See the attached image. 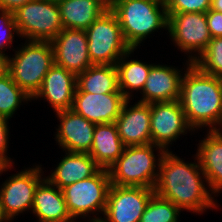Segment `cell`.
Segmentation results:
<instances>
[{
    "mask_svg": "<svg viewBox=\"0 0 222 222\" xmlns=\"http://www.w3.org/2000/svg\"><path fill=\"white\" fill-rule=\"evenodd\" d=\"M211 10L222 12V0H211Z\"/></svg>",
    "mask_w": 222,
    "mask_h": 222,
    "instance_id": "36",
    "label": "cell"
},
{
    "mask_svg": "<svg viewBox=\"0 0 222 222\" xmlns=\"http://www.w3.org/2000/svg\"><path fill=\"white\" fill-rule=\"evenodd\" d=\"M167 15V33L170 39L181 52L189 54L188 61L194 62L212 39L206 13H167Z\"/></svg>",
    "mask_w": 222,
    "mask_h": 222,
    "instance_id": "9",
    "label": "cell"
},
{
    "mask_svg": "<svg viewBox=\"0 0 222 222\" xmlns=\"http://www.w3.org/2000/svg\"><path fill=\"white\" fill-rule=\"evenodd\" d=\"M101 217H102V216H100V217H98V216H93V217H92V220L89 221V222H104L103 220L100 219Z\"/></svg>",
    "mask_w": 222,
    "mask_h": 222,
    "instance_id": "39",
    "label": "cell"
},
{
    "mask_svg": "<svg viewBox=\"0 0 222 222\" xmlns=\"http://www.w3.org/2000/svg\"><path fill=\"white\" fill-rule=\"evenodd\" d=\"M46 178L59 189L95 175L101 167L88 153L67 152Z\"/></svg>",
    "mask_w": 222,
    "mask_h": 222,
    "instance_id": "21",
    "label": "cell"
},
{
    "mask_svg": "<svg viewBox=\"0 0 222 222\" xmlns=\"http://www.w3.org/2000/svg\"><path fill=\"white\" fill-rule=\"evenodd\" d=\"M167 13H206L211 0H166Z\"/></svg>",
    "mask_w": 222,
    "mask_h": 222,
    "instance_id": "30",
    "label": "cell"
},
{
    "mask_svg": "<svg viewBox=\"0 0 222 222\" xmlns=\"http://www.w3.org/2000/svg\"><path fill=\"white\" fill-rule=\"evenodd\" d=\"M54 64L76 76L92 66L85 30L63 28L51 41Z\"/></svg>",
    "mask_w": 222,
    "mask_h": 222,
    "instance_id": "13",
    "label": "cell"
},
{
    "mask_svg": "<svg viewBox=\"0 0 222 222\" xmlns=\"http://www.w3.org/2000/svg\"><path fill=\"white\" fill-rule=\"evenodd\" d=\"M128 104H130V99L125 101L121 113L115 121L124 146L152 144L151 104L139 101L131 106Z\"/></svg>",
    "mask_w": 222,
    "mask_h": 222,
    "instance_id": "16",
    "label": "cell"
},
{
    "mask_svg": "<svg viewBox=\"0 0 222 222\" xmlns=\"http://www.w3.org/2000/svg\"><path fill=\"white\" fill-rule=\"evenodd\" d=\"M110 186L109 171L101 168L92 177L64 187L62 191L72 219L76 220L81 216L84 219L89 216L91 221V214L100 213L103 216Z\"/></svg>",
    "mask_w": 222,
    "mask_h": 222,
    "instance_id": "8",
    "label": "cell"
},
{
    "mask_svg": "<svg viewBox=\"0 0 222 222\" xmlns=\"http://www.w3.org/2000/svg\"><path fill=\"white\" fill-rule=\"evenodd\" d=\"M77 76L54 64L45 75L41 88L32 100L46 99L55 112L71 109L76 90Z\"/></svg>",
    "mask_w": 222,
    "mask_h": 222,
    "instance_id": "17",
    "label": "cell"
},
{
    "mask_svg": "<svg viewBox=\"0 0 222 222\" xmlns=\"http://www.w3.org/2000/svg\"><path fill=\"white\" fill-rule=\"evenodd\" d=\"M105 11H113L119 0H94Z\"/></svg>",
    "mask_w": 222,
    "mask_h": 222,
    "instance_id": "34",
    "label": "cell"
},
{
    "mask_svg": "<svg viewBox=\"0 0 222 222\" xmlns=\"http://www.w3.org/2000/svg\"><path fill=\"white\" fill-rule=\"evenodd\" d=\"M150 130L152 144L170 151L168 146L181 135L193 131L179 100L151 103Z\"/></svg>",
    "mask_w": 222,
    "mask_h": 222,
    "instance_id": "12",
    "label": "cell"
},
{
    "mask_svg": "<svg viewBox=\"0 0 222 222\" xmlns=\"http://www.w3.org/2000/svg\"><path fill=\"white\" fill-rule=\"evenodd\" d=\"M180 90V104L193 131L222 128V78L200 71L187 61ZM209 127V128H208Z\"/></svg>",
    "mask_w": 222,
    "mask_h": 222,
    "instance_id": "2",
    "label": "cell"
},
{
    "mask_svg": "<svg viewBox=\"0 0 222 222\" xmlns=\"http://www.w3.org/2000/svg\"><path fill=\"white\" fill-rule=\"evenodd\" d=\"M14 33L19 37L13 12L0 10V54L7 55L4 52L12 46Z\"/></svg>",
    "mask_w": 222,
    "mask_h": 222,
    "instance_id": "29",
    "label": "cell"
},
{
    "mask_svg": "<svg viewBox=\"0 0 222 222\" xmlns=\"http://www.w3.org/2000/svg\"><path fill=\"white\" fill-rule=\"evenodd\" d=\"M13 19L26 41L51 42L63 29L58 3L52 0L27 2L13 12Z\"/></svg>",
    "mask_w": 222,
    "mask_h": 222,
    "instance_id": "6",
    "label": "cell"
},
{
    "mask_svg": "<svg viewBox=\"0 0 222 222\" xmlns=\"http://www.w3.org/2000/svg\"><path fill=\"white\" fill-rule=\"evenodd\" d=\"M154 189L133 186H110L104 210V222H140Z\"/></svg>",
    "mask_w": 222,
    "mask_h": 222,
    "instance_id": "11",
    "label": "cell"
},
{
    "mask_svg": "<svg viewBox=\"0 0 222 222\" xmlns=\"http://www.w3.org/2000/svg\"><path fill=\"white\" fill-rule=\"evenodd\" d=\"M181 210L171 201L154 193L150 198L140 222H179Z\"/></svg>",
    "mask_w": 222,
    "mask_h": 222,
    "instance_id": "27",
    "label": "cell"
},
{
    "mask_svg": "<svg viewBox=\"0 0 222 222\" xmlns=\"http://www.w3.org/2000/svg\"><path fill=\"white\" fill-rule=\"evenodd\" d=\"M124 147L115 122L96 124L88 154L101 168L108 169L122 155Z\"/></svg>",
    "mask_w": 222,
    "mask_h": 222,
    "instance_id": "22",
    "label": "cell"
},
{
    "mask_svg": "<svg viewBox=\"0 0 222 222\" xmlns=\"http://www.w3.org/2000/svg\"><path fill=\"white\" fill-rule=\"evenodd\" d=\"M195 160L197 162L186 163L177 154L166 151L159 164L154 193L171 201L181 211L202 214L218 206L196 155Z\"/></svg>",
    "mask_w": 222,
    "mask_h": 222,
    "instance_id": "1",
    "label": "cell"
},
{
    "mask_svg": "<svg viewBox=\"0 0 222 222\" xmlns=\"http://www.w3.org/2000/svg\"><path fill=\"white\" fill-rule=\"evenodd\" d=\"M0 222H8L7 218L4 216L1 205H0Z\"/></svg>",
    "mask_w": 222,
    "mask_h": 222,
    "instance_id": "38",
    "label": "cell"
},
{
    "mask_svg": "<svg viewBox=\"0 0 222 222\" xmlns=\"http://www.w3.org/2000/svg\"><path fill=\"white\" fill-rule=\"evenodd\" d=\"M33 0H0V10L14 12L17 8Z\"/></svg>",
    "mask_w": 222,
    "mask_h": 222,
    "instance_id": "33",
    "label": "cell"
},
{
    "mask_svg": "<svg viewBox=\"0 0 222 222\" xmlns=\"http://www.w3.org/2000/svg\"><path fill=\"white\" fill-rule=\"evenodd\" d=\"M182 76L183 72L178 68L154 64L146 78L139 102L151 104L179 100Z\"/></svg>",
    "mask_w": 222,
    "mask_h": 222,
    "instance_id": "18",
    "label": "cell"
},
{
    "mask_svg": "<svg viewBox=\"0 0 222 222\" xmlns=\"http://www.w3.org/2000/svg\"><path fill=\"white\" fill-rule=\"evenodd\" d=\"M134 51L135 48H131L116 63L119 89L127 99L131 100V94L134 91L142 92L150 68L154 65L143 63L140 60H128L131 54H134Z\"/></svg>",
    "mask_w": 222,
    "mask_h": 222,
    "instance_id": "24",
    "label": "cell"
},
{
    "mask_svg": "<svg viewBox=\"0 0 222 222\" xmlns=\"http://www.w3.org/2000/svg\"><path fill=\"white\" fill-rule=\"evenodd\" d=\"M206 18L211 37H222V12L209 9Z\"/></svg>",
    "mask_w": 222,
    "mask_h": 222,
    "instance_id": "32",
    "label": "cell"
},
{
    "mask_svg": "<svg viewBox=\"0 0 222 222\" xmlns=\"http://www.w3.org/2000/svg\"><path fill=\"white\" fill-rule=\"evenodd\" d=\"M75 92L121 93L116 65L93 64L77 75Z\"/></svg>",
    "mask_w": 222,
    "mask_h": 222,
    "instance_id": "23",
    "label": "cell"
},
{
    "mask_svg": "<svg viewBox=\"0 0 222 222\" xmlns=\"http://www.w3.org/2000/svg\"><path fill=\"white\" fill-rule=\"evenodd\" d=\"M126 100L122 93L75 92L71 109L94 124L113 123Z\"/></svg>",
    "mask_w": 222,
    "mask_h": 222,
    "instance_id": "14",
    "label": "cell"
},
{
    "mask_svg": "<svg viewBox=\"0 0 222 222\" xmlns=\"http://www.w3.org/2000/svg\"><path fill=\"white\" fill-rule=\"evenodd\" d=\"M9 55L0 54V78L8 74Z\"/></svg>",
    "mask_w": 222,
    "mask_h": 222,
    "instance_id": "35",
    "label": "cell"
},
{
    "mask_svg": "<svg viewBox=\"0 0 222 222\" xmlns=\"http://www.w3.org/2000/svg\"><path fill=\"white\" fill-rule=\"evenodd\" d=\"M113 12L131 48L137 49L148 35L168 27L164 0H119Z\"/></svg>",
    "mask_w": 222,
    "mask_h": 222,
    "instance_id": "3",
    "label": "cell"
},
{
    "mask_svg": "<svg viewBox=\"0 0 222 222\" xmlns=\"http://www.w3.org/2000/svg\"><path fill=\"white\" fill-rule=\"evenodd\" d=\"M30 97L21 89L8 73L0 78V115L11 119L22 102L31 101Z\"/></svg>",
    "mask_w": 222,
    "mask_h": 222,
    "instance_id": "26",
    "label": "cell"
},
{
    "mask_svg": "<svg viewBox=\"0 0 222 222\" xmlns=\"http://www.w3.org/2000/svg\"><path fill=\"white\" fill-rule=\"evenodd\" d=\"M9 56L8 73L12 80L33 97L54 65V52L49 41H28Z\"/></svg>",
    "mask_w": 222,
    "mask_h": 222,
    "instance_id": "5",
    "label": "cell"
},
{
    "mask_svg": "<svg viewBox=\"0 0 222 222\" xmlns=\"http://www.w3.org/2000/svg\"><path fill=\"white\" fill-rule=\"evenodd\" d=\"M52 1H54L56 3H59V2L64 1V0H52Z\"/></svg>",
    "mask_w": 222,
    "mask_h": 222,
    "instance_id": "40",
    "label": "cell"
},
{
    "mask_svg": "<svg viewBox=\"0 0 222 222\" xmlns=\"http://www.w3.org/2000/svg\"><path fill=\"white\" fill-rule=\"evenodd\" d=\"M31 211L38 222H75L67 210L63 191L46 177L36 188Z\"/></svg>",
    "mask_w": 222,
    "mask_h": 222,
    "instance_id": "20",
    "label": "cell"
},
{
    "mask_svg": "<svg viewBox=\"0 0 222 222\" xmlns=\"http://www.w3.org/2000/svg\"><path fill=\"white\" fill-rule=\"evenodd\" d=\"M60 124L55 138L59 147L67 152L89 153L96 124L72 109L56 112Z\"/></svg>",
    "mask_w": 222,
    "mask_h": 222,
    "instance_id": "15",
    "label": "cell"
},
{
    "mask_svg": "<svg viewBox=\"0 0 222 222\" xmlns=\"http://www.w3.org/2000/svg\"><path fill=\"white\" fill-rule=\"evenodd\" d=\"M92 64L116 65L131 47L126 43L113 11L102 13L86 30Z\"/></svg>",
    "mask_w": 222,
    "mask_h": 222,
    "instance_id": "7",
    "label": "cell"
},
{
    "mask_svg": "<svg viewBox=\"0 0 222 222\" xmlns=\"http://www.w3.org/2000/svg\"><path fill=\"white\" fill-rule=\"evenodd\" d=\"M8 118L0 115V160L7 166H13V159L8 157L9 126Z\"/></svg>",
    "mask_w": 222,
    "mask_h": 222,
    "instance_id": "31",
    "label": "cell"
},
{
    "mask_svg": "<svg viewBox=\"0 0 222 222\" xmlns=\"http://www.w3.org/2000/svg\"><path fill=\"white\" fill-rule=\"evenodd\" d=\"M63 28L86 30L105 12L94 0H64L58 3Z\"/></svg>",
    "mask_w": 222,
    "mask_h": 222,
    "instance_id": "25",
    "label": "cell"
},
{
    "mask_svg": "<svg viewBox=\"0 0 222 222\" xmlns=\"http://www.w3.org/2000/svg\"><path fill=\"white\" fill-rule=\"evenodd\" d=\"M207 131L205 138L199 141L196 156L209 189L216 197L222 192V129Z\"/></svg>",
    "mask_w": 222,
    "mask_h": 222,
    "instance_id": "19",
    "label": "cell"
},
{
    "mask_svg": "<svg viewBox=\"0 0 222 222\" xmlns=\"http://www.w3.org/2000/svg\"><path fill=\"white\" fill-rule=\"evenodd\" d=\"M13 168L12 166H7L3 161L0 160V176L2 173L9 171L8 169ZM4 171V172H3Z\"/></svg>",
    "mask_w": 222,
    "mask_h": 222,
    "instance_id": "37",
    "label": "cell"
},
{
    "mask_svg": "<svg viewBox=\"0 0 222 222\" xmlns=\"http://www.w3.org/2000/svg\"><path fill=\"white\" fill-rule=\"evenodd\" d=\"M42 165L24 169L11 175L0 188V205L4 216L10 222L19 214L32 210L35 191L43 180Z\"/></svg>",
    "mask_w": 222,
    "mask_h": 222,
    "instance_id": "10",
    "label": "cell"
},
{
    "mask_svg": "<svg viewBox=\"0 0 222 222\" xmlns=\"http://www.w3.org/2000/svg\"><path fill=\"white\" fill-rule=\"evenodd\" d=\"M157 150L158 158L154 154ZM165 152L155 144L124 147L122 155L108 168L111 184L154 189Z\"/></svg>",
    "mask_w": 222,
    "mask_h": 222,
    "instance_id": "4",
    "label": "cell"
},
{
    "mask_svg": "<svg viewBox=\"0 0 222 222\" xmlns=\"http://www.w3.org/2000/svg\"><path fill=\"white\" fill-rule=\"evenodd\" d=\"M192 63L203 73L222 78V37L212 38Z\"/></svg>",
    "mask_w": 222,
    "mask_h": 222,
    "instance_id": "28",
    "label": "cell"
}]
</instances>
